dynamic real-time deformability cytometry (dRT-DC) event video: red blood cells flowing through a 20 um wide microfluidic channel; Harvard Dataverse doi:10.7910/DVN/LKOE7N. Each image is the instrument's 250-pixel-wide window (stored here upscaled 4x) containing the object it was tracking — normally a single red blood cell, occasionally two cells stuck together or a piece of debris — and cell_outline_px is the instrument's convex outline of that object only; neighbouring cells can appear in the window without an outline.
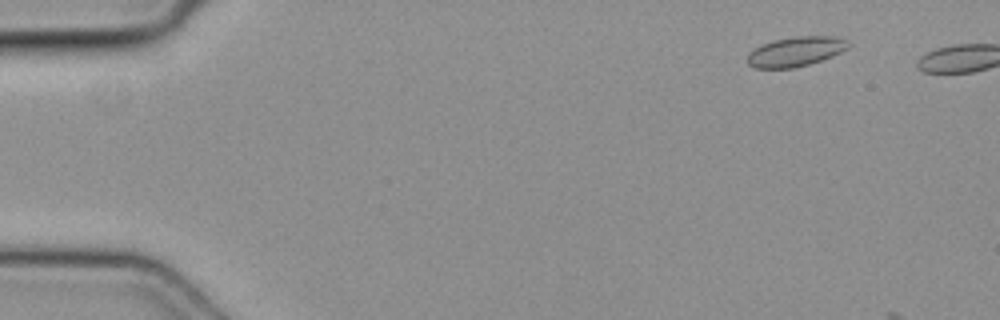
{"species": "common noctule bat (a hibernating species)", "species_latin": "Nyctalus noctula", "temperature_condition": "cold", "stored_images_in_passage": 7, "camera_frame_rate_fps": 3000, "um_per_image_px": 0.085, "animal": {"sex": "female", "body_mass_g": 19.3, "forearm_length_mm": 54.1}, "frame": {"image": 1, "passage_image": 5, "time_ms": 1.333, "image_size_px": [1000, 320], "cell_outline_px": [[852, 44], [848, 48], [832, 56], [808, 64], [792, 68], [756, 68], [748, 64], [748, 52], [772, 40], [796, 36], [836, 36], [848, 40]], "centroid_in_image_um": [67.67, 4.37], "position_along_channel_um": 17.3, "area_um2": 17.4}}